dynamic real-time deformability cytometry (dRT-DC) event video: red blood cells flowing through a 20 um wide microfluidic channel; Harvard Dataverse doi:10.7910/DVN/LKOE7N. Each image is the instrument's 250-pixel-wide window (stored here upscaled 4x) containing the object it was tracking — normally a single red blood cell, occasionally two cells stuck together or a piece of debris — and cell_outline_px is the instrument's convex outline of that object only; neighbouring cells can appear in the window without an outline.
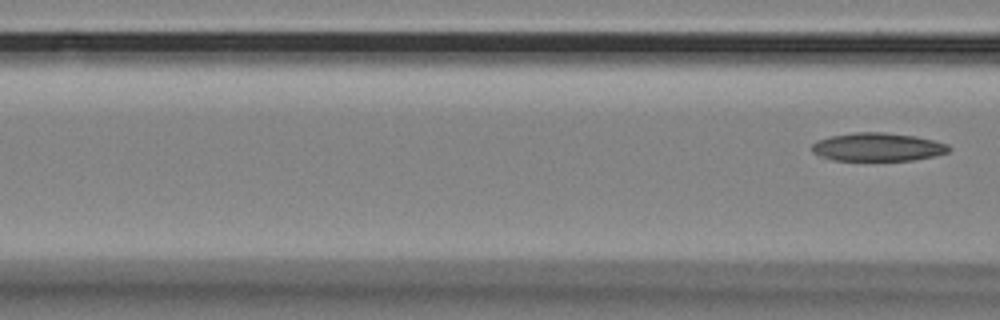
{"species": "Egyptian fruit bat (a non-hibernating species)", "species_latin": "Rousettus aegyptiacus", "temperature_condition": "room temperature", "stored_images_in_passage": 4, "segment_of_instrument_passage": [2, 2], "camera_frame_rate_fps": 3000, "um_per_image_px": 0.085, "animal": {"sex": "female"}, "frame": {"image": 1, "passage_image": 4, "time_ms": 3.667, "image_size_px": [1000, 320], "cell_outline_px": [[952, 148], [948, 152], [936, 156], [912, 160], [832, 160], [820, 156], [812, 152], [812, 144], [816, 140], [828, 136], [856, 132], [884, 132], [916, 136], [948, 144]], "centroid_in_image_um": [74.59, 12.49], "position_along_channel_um": 92.0, "area_um2": 22.72}}